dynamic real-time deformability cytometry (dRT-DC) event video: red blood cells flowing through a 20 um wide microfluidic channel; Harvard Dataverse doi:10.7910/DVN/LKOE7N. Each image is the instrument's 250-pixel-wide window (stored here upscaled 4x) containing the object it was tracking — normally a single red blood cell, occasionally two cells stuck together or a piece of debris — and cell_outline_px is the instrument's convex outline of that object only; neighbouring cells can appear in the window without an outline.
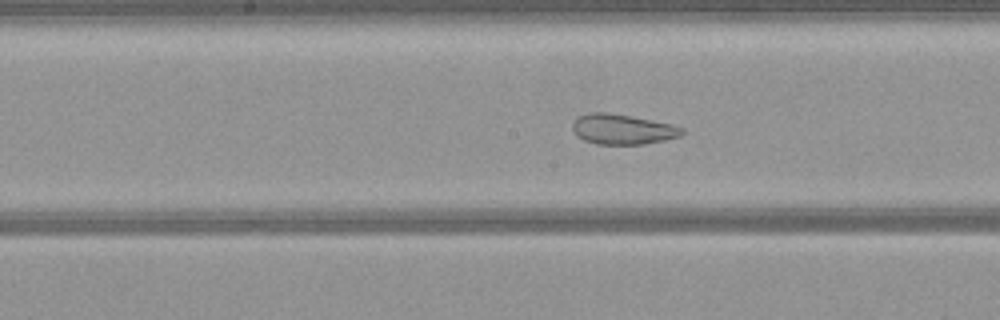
{"species": "common noctule bat (a hibernating species)", "species_latin": "Nyctalus noctula", "temperature_condition": "warm", "stored_images_in_passage": 51, "camera_frame_rate_fps": 3000, "um_per_image_px": 0.085, "animal": {"sex": "female", "body_mass_g": 21.9}, "frame": {"image": 1, "passage_image": 25, "time_ms": 8.0, "image_size_px": [1000, 320], "cell_outline_px": [[684, 132], [680, 136], [664, 140], [644, 144], [596, 144], [584, 140], [576, 136], [572, 128], [572, 124], [576, 116], [588, 112], [604, 112], [652, 120], [672, 124], [684, 128]], "centroid_in_image_um": [52.88, 10.98], "position_along_channel_um": 195.3, "area_um2": 19.31}}
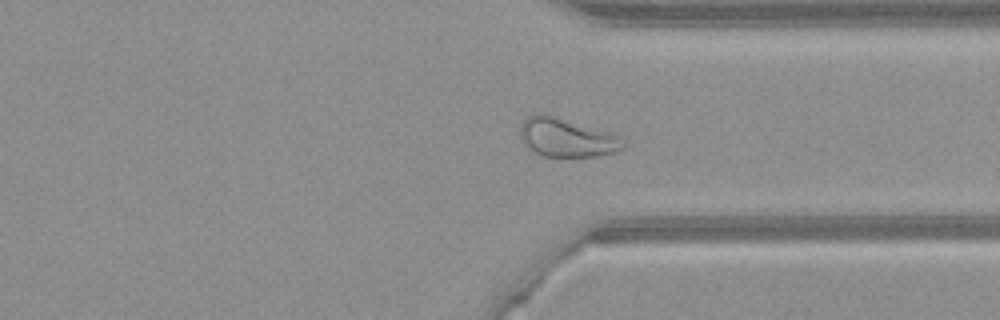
{"frame": {"image": 2, "passage_image": 38, "time_ms": 12.333, "image_size_px": [1000, 320], "cell_outline_px": [[628, 144], [624, 148], [616, 152], [600, 156], [544, 156], [528, 148], [524, 144], [520, 136], [520, 124], [528, 116], [536, 112], [544, 112], [608, 132], [620, 136]], "centroid_in_image_um": [48.17, 11.67], "position_along_channel_um": 363.2, "area_um2": 23.52}}
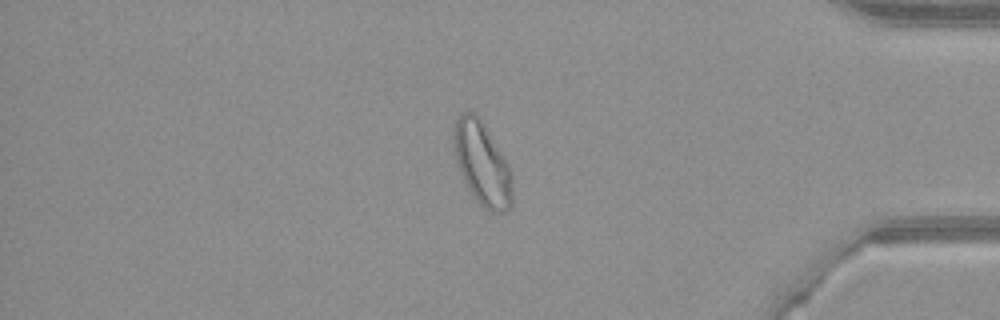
{"frame": {"image": 3, "passage_image": 43, "time_ms": 14.0, "image_size_px": [1000, 320], "cell_outline_px": [[512, 204], [508, 212], [488, 212], [476, 200], [468, 188], [460, 172], [452, 140], [452, 132], [456, 120], [460, 112], [472, 112], [480, 116], [508, 164], [512, 176]], "centroid_in_image_um": [40.98, 13.9], "position_along_channel_um": 394.2, "area_um2": 28.61}}